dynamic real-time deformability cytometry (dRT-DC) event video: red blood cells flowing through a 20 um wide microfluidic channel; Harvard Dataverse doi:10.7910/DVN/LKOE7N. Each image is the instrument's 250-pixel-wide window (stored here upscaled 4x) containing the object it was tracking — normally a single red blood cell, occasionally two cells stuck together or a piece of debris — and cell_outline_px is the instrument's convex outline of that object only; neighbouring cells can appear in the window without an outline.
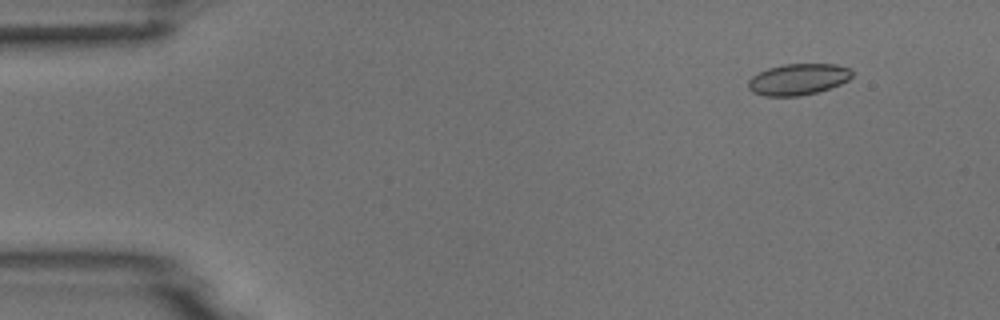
{"species": "common noctule bat (a hibernating species)", "species_latin": "Nyctalus noctula", "temperature_condition": "room temperature", "stored_images_in_passage": 5, "camera_frame_rate_fps": 3000, "um_per_image_px": 0.085, "animal": {"sex": "male", "body_mass_g": 18.8}, "frame": {"image": 1, "passage_image": 2, "time_ms": 1.333, "image_size_px": [1000, 320], "cell_outline_px": [[852, 76], [848, 80], [840, 84], [816, 92], [800, 96], [764, 96], [752, 92], [748, 88], [748, 80], [752, 76], [768, 68], [784, 64], [836, 64], [848, 68], [852, 72]], "centroid_in_image_um": [67.81, 6.74], "position_along_channel_um": 17.2, "area_um2": 18.84}}
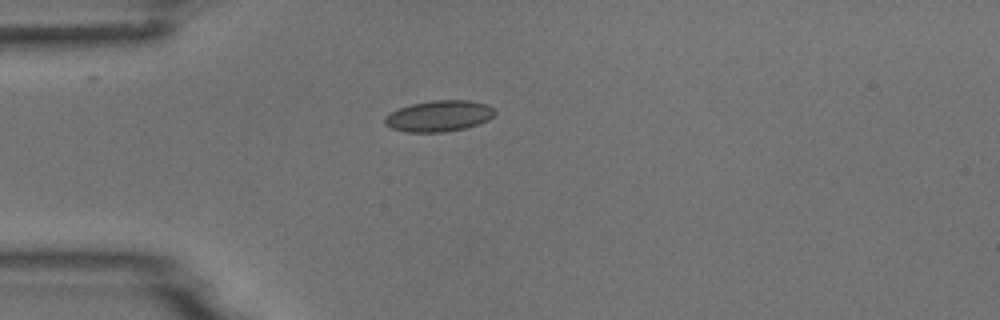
{"frame": {"image": 2, "passage_image": 5, "time_ms": 4.333, "image_size_px": [1000, 320], "cell_outline_px": [[496, 112], [488, 120], [464, 128], [444, 132], [404, 132], [392, 128], [384, 124], [384, 116], [400, 108], [412, 104], [432, 100], [468, 100], [488, 104]], "centroid_in_image_um": [37.29, 9.86], "position_along_channel_um": 47.7, "area_um2": 19.83}}